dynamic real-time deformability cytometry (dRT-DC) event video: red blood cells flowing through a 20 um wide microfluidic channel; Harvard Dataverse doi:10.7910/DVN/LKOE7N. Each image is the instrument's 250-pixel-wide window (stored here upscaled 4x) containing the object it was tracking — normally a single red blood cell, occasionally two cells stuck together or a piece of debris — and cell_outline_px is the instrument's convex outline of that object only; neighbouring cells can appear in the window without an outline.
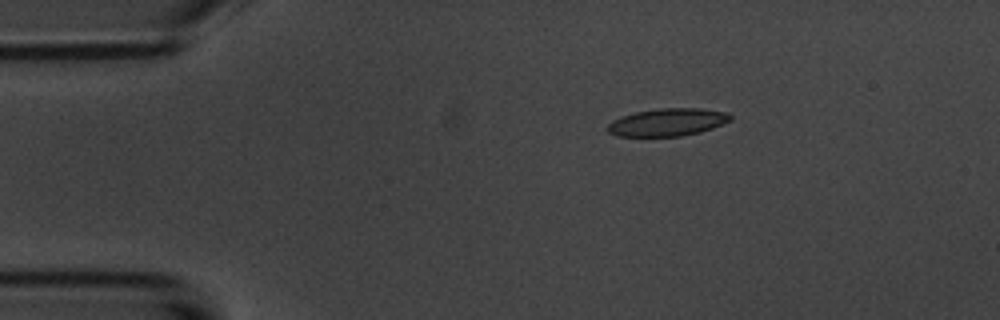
{"species": "common noctule bat (a hibernating species)", "species_latin": "Nyctalus noctula", "temperature_condition": "room temperature", "stored_images_in_passage": 6, "camera_frame_rate_fps": 3000, "um_per_image_px": 0.085, "animal": {"sex": "male", "body_mass_g": 20.1, "forearm_length_mm": 53.5}, "frame": {"image": 1, "passage_image": 3, "time_ms": 2.333, "image_size_px": [1000, 320], "cell_outline_px": [[732, 120], [712, 128], [700, 132], [680, 136], [616, 136], [608, 132], [604, 128], [612, 120], [620, 116], [636, 112], [660, 108], [700, 108], [728, 112], [732, 116]], "centroid_in_image_um": [56.72, 10.38], "position_along_channel_um": 28.3, "area_um2": 19.94}}
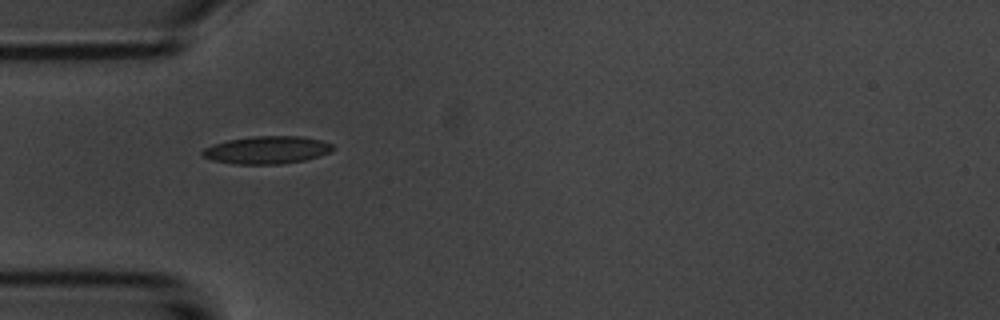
{"frame": {"image": 2, "passage_image": 5, "time_ms": 4.667, "image_size_px": [1000, 320], "cell_outline_px": [[336, 148], [332, 152], [320, 156], [304, 160], [280, 164], [236, 164], [212, 160], [200, 156], [200, 152], [204, 148], [212, 144], [228, 140], [252, 136], [300, 136], [320, 140], [332, 144]], "centroid_in_image_um": [22.68, 12.75], "position_along_channel_um": 62.3, "area_um2": 21.21}}